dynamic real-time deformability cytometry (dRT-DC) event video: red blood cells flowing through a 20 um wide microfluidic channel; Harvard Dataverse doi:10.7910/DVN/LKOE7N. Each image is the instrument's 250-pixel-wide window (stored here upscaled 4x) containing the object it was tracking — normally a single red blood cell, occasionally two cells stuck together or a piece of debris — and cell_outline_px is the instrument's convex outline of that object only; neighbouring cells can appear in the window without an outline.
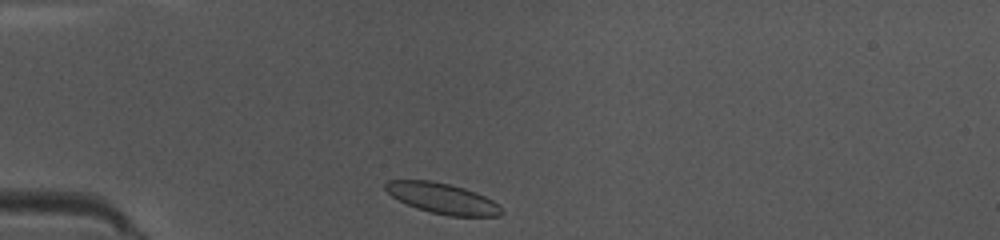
{"species": "common noctule bat (a hibernating species)", "species_latin": "Nyctalus noctula", "temperature_condition": "warm", "stored_images_in_passage": 36, "camera_frame_rate_fps": 3000, "um_per_image_px": 0.085, "animal": {"sex": "female", "body_mass_g": 10.0, "forearm_length_mm": 53.1}, "frame": {"image": 1, "passage_image": 1, "time_ms": 0.0, "image_size_px": [1000, 240], "cell_outline_px": [[504, 212], [500, 216], [448, 216], [416, 208], [392, 196], [384, 188], [384, 184], [388, 180], [432, 180], [464, 188], [476, 192], [500, 204]], "centroid_in_image_um": [37.64, 16.86], "position_along_channel_um": 47.4, "area_um2": 20.63}}
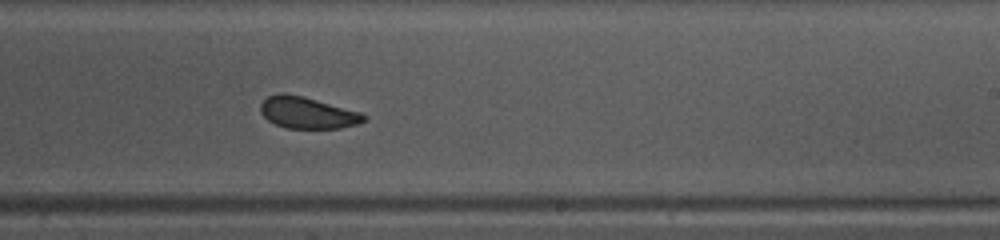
{"frame": {"image": 2, "passage_image": 18, "time_ms": 5.667, "image_size_px": [1000, 240], "cell_outline_px": [[368, 120], [356, 124], [340, 128], [288, 128], [276, 124], [268, 120], [260, 112], [260, 104], [268, 96], [280, 92], [284, 92], [304, 96], [360, 112], [368, 116]], "centroid_in_image_um": [26.14, 9.57], "position_along_channel_um": 262.9, "area_um2": 19.07}}
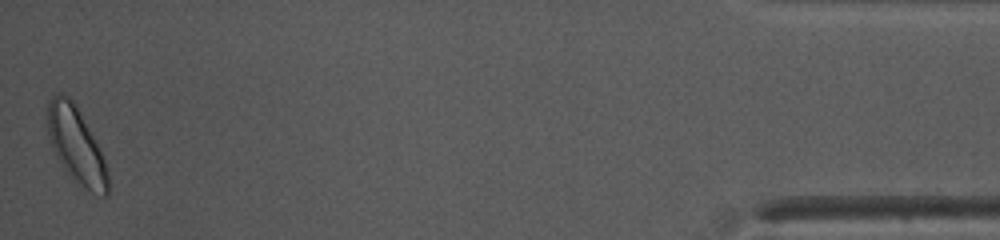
{"frame": {"image": 3, "passage_image": 36, "time_ms": 11.667, "image_size_px": [1000, 240], "cell_outline_px": [[108, 196], [104, 196], [92, 192], [72, 176], [64, 168], [52, 148], [48, 132], [48, 100], [52, 96], [60, 92], [68, 96], [76, 104], [100, 148], [108, 172]], "centroid_in_image_um": [6.48, 12.29], "position_along_channel_um": 428.7, "area_um2": 26.18}, "authors_computed_cell_mechanics": {"area_um2": 20.23, "velocity_mm_per_s": 4.1256, "shape_relaxation_time_tau1_ms": 2.0419, "shape_relaxation_time_tau2_ms": 3.1707, "deformation_change_tau1": 0.0741, "deformation_change_tau2": 0.0915}}